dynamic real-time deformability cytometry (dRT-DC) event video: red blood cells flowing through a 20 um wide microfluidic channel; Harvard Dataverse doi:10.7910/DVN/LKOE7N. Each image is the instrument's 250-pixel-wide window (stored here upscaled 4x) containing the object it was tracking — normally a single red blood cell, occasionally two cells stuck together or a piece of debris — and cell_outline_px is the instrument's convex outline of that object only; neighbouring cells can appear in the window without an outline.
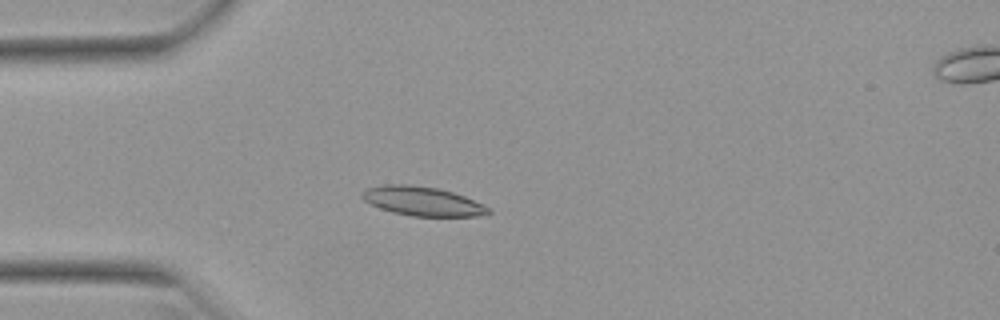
{"species": "Egyptian fruit bat (a non-hibernating species)", "species_latin": "Rousettus aegyptiacus", "temperature_condition": "warm", "stored_images_in_passage": 51, "camera_frame_rate_fps": 3000, "um_per_image_px": 0.085, "animal": {"sex": "female"}, "frame": {"image": 1, "passage_image": 14, "time_ms": 4.333, "image_size_px": [1000, 320], "cell_outline_px": [[492, 212], [476, 216], [412, 216], [392, 212], [380, 208], [364, 200], [360, 196], [368, 188], [384, 184], [408, 184], [440, 188], [464, 196], [484, 204]], "centroid_in_image_um": [35.92, 17.09], "position_along_channel_um": 49.1, "area_um2": 21.33}}
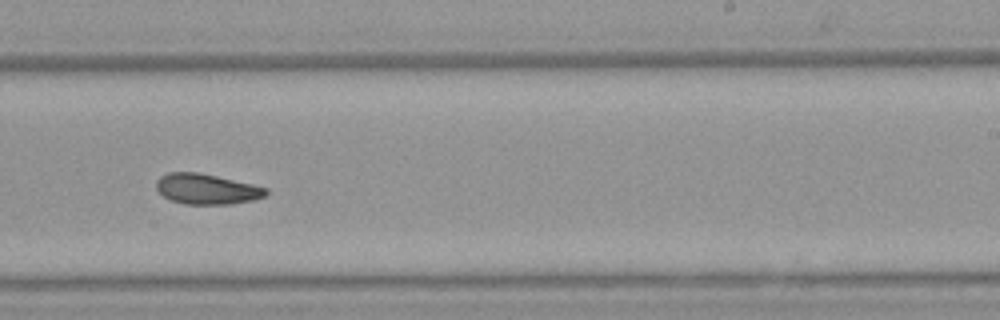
{"frame": {"image": 2, "passage_image": 32, "time_ms": 10.333, "image_size_px": [1000, 320], "cell_outline_px": [[268, 192], [264, 196], [256, 200], [228, 204], [184, 204], [172, 200], [164, 196], [156, 188], [156, 180], [160, 176], [168, 172], [200, 172], [252, 184], [268, 188]], "centroid_in_image_um": [17.57, 16.06], "position_along_channel_um": 271.4, "area_um2": 19.48}}
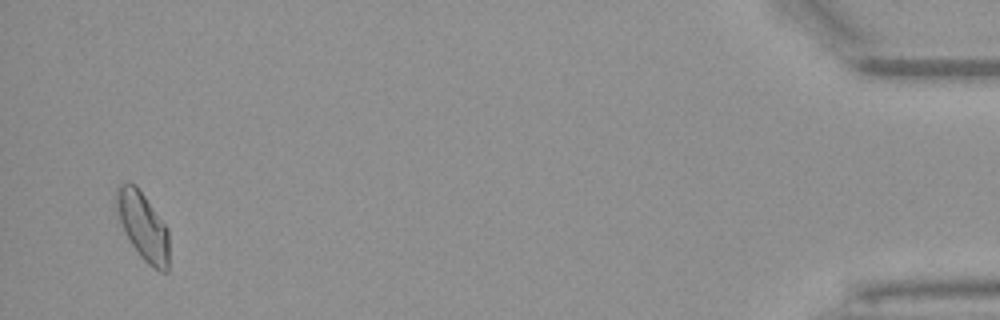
{"frame": {"image": 3, "passage_image": 50, "time_ms": 16.333, "image_size_px": [1000, 320], "cell_outline_px": [[168, 272], [160, 272], [148, 264], [140, 256], [132, 244], [112, 204], [112, 200], [116, 188], [120, 184], [128, 180], [136, 184], [168, 228]], "centroid_in_image_um": [12.11, 19.14], "position_along_channel_um": 423.1, "area_um2": 21.15}, "authors_computed_cell_mechanics": {"area_um2": 19.941, "velocity_mm_per_s": 3.937, "shape_relaxation_time_tau1_ms": null, "shape_relaxation_time_tau2_ms": 4.8217, "deformation_change_tau1": null, "deformation_change_tau2": 0.1137}}